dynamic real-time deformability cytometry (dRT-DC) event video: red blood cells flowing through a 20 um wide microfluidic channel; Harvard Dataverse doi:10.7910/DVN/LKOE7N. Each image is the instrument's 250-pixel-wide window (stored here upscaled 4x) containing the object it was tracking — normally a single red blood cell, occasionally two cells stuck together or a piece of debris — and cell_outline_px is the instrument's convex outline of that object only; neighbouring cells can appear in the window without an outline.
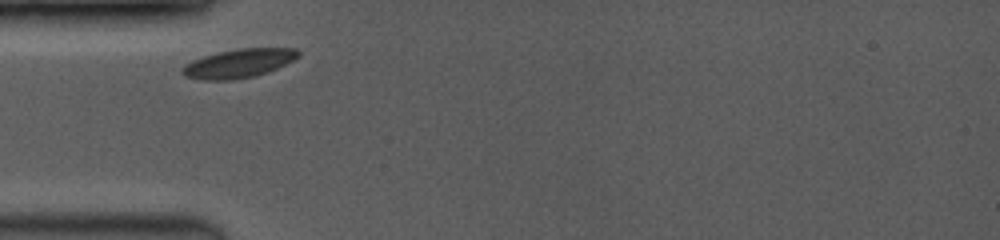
{"species": "common noctule bat (a hibernating species)", "species_latin": "Nyctalus noctula", "temperature_condition": "room temperature", "stored_images_in_passage": 10, "camera_frame_rate_fps": 3500, "um_per_image_px": 0.085, "animal": {"sex": "female", "body_mass_g": 19.0, "forearm_length_mm": 53.3}, "frame": {"image": 1, "passage_image": 1, "time_ms": 0.0, "image_size_px": [1000, 240], "cell_outline_px": [[300, 56], [268, 72], [252, 76], [232, 80], [204, 80], [184, 76], [180, 72], [180, 68], [184, 64], [192, 60], [216, 52], [240, 48], [296, 48], [300, 52]], "centroid_in_image_um": [20.24, 5.38], "position_along_channel_um": 64.8, "area_um2": 19.48}}
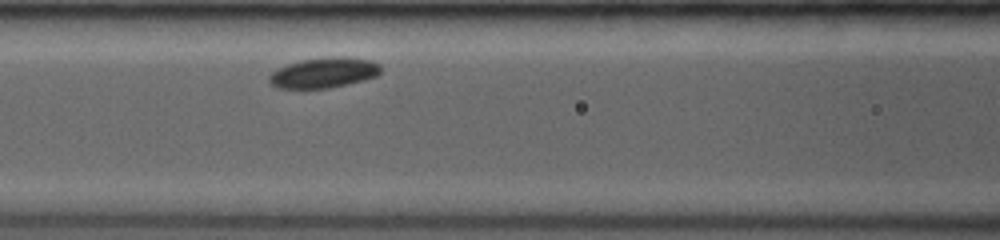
{"frame": {"image": 2, "passage_image": 6, "time_ms": 2.0, "image_size_px": [1000, 240], "cell_outline_px": [[380, 72], [376, 76], [364, 80], [348, 84], [328, 88], [276, 88], [268, 80], [268, 76], [272, 72], [288, 64], [304, 60], [340, 56], [344, 56], [372, 60], [380, 64]], "centroid_in_image_um": [27.55, 6.18], "position_along_channel_um": 139.0, "area_um2": 19.54}}
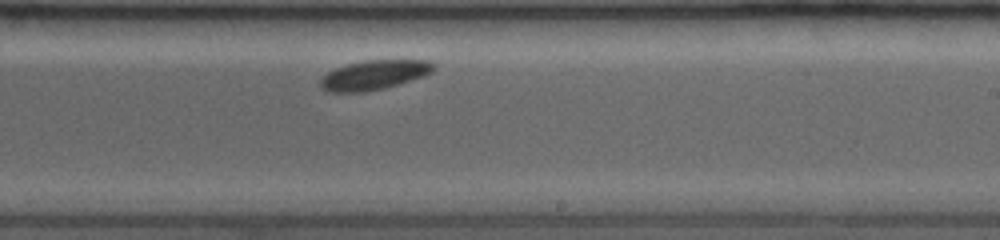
{"frame": {"image": 3, "passage_image": 10, "time_ms": 5.143, "image_size_px": [1000, 240], "cell_outline_px": [[436, 68], [432, 72], [424, 76], [384, 88], [364, 92], [328, 92], [320, 88], [320, 80], [328, 72], [336, 68], [348, 64], [364, 60], [428, 60], [436, 64]], "centroid_in_image_um": [31.81, 6.37], "position_along_channel_um": 257.2, "area_um2": 19.48}}